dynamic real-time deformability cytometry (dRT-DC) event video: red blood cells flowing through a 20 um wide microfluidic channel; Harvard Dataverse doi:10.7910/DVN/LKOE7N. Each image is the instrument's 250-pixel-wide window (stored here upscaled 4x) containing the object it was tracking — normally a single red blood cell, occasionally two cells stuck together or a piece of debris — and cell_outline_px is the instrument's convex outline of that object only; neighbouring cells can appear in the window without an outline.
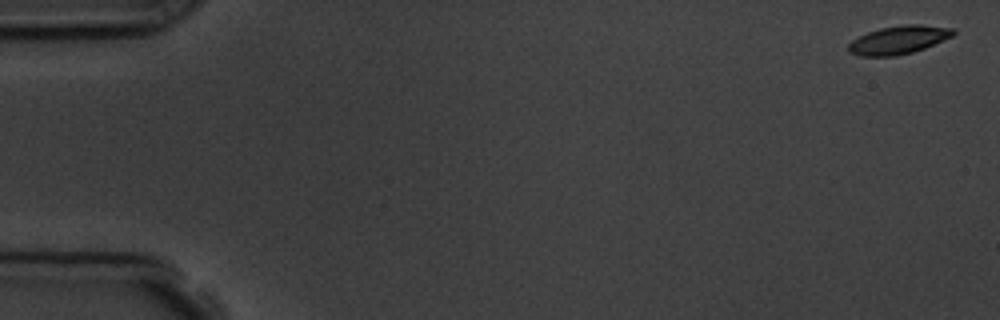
{"species": "common noctule bat (a hibernating species)", "species_latin": "Nyctalus noctula", "temperature_condition": "room temperature", "stored_images_in_passage": 5, "camera_frame_rate_fps": 3000, "um_per_image_px": 0.085, "animal": {"sex": "male", "body_mass_g": 19.5, "forearm_length_mm": 54.6}, "frame": {"image": 1, "passage_image": 1, "time_ms": 0.0, "image_size_px": [1000, 320], "cell_outline_px": [[956, 32], [952, 36], [924, 48], [912, 52], [896, 56], [860, 56], [848, 52], [848, 44], [852, 40], [868, 32], [880, 28], [908, 24], [920, 24], [952, 28]], "centroid_in_image_um": [76.36, 3.39], "position_along_channel_um": 8.6, "area_um2": 17.11}}
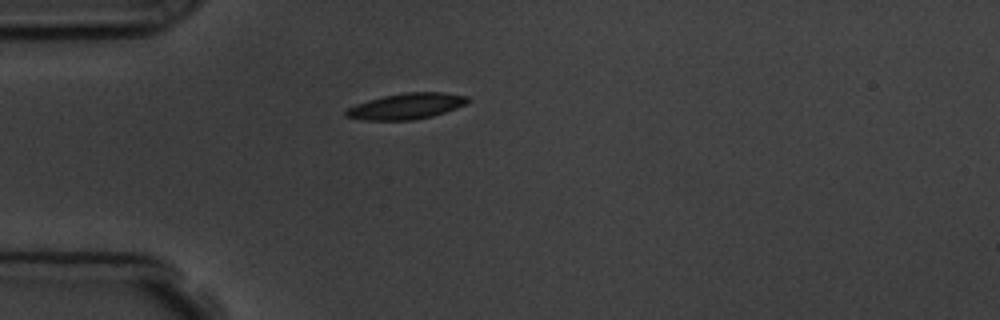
{"frame": {"image": 2, "passage_image": 5, "time_ms": 4.667, "image_size_px": [1000, 320], "cell_outline_px": [[472, 100], [456, 108], [432, 116], [412, 120], [364, 120], [344, 116], [344, 112], [348, 108], [356, 104], [368, 100], [384, 96], [404, 92], [440, 92], [468, 96]], "centroid_in_image_um": [34.53, 9.02], "position_along_channel_um": 50.5, "area_um2": 18.32}}